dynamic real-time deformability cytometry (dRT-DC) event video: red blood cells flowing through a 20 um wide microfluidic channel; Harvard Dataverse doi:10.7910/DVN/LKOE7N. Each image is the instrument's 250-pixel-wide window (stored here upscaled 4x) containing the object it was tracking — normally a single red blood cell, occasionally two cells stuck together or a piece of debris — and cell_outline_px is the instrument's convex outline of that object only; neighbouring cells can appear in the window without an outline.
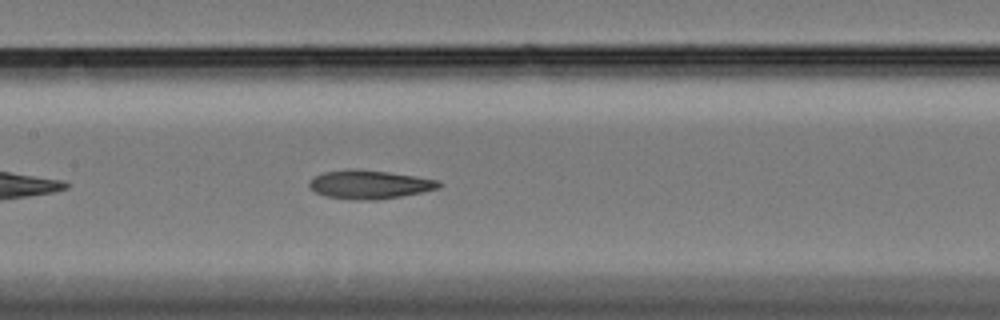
{"species": "Egyptian fruit bat (a non-hibernating species)", "species_latin": "Rousettus aegyptiacus", "temperature_condition": "cold", "stored_images_in_passage": 28, "camera_frame_rate_fps": 3000, "um_per_image_px": 0.085, "animal": {"sex": "female"}, "frame": {"image": 1, "passage_image": 13, "time_ms": 4.0, "image_size_px": [1000, 320], "cell_outline_px": [[444, 184], [440, 188], [400, 196], [376, 200], [352, 200], [324, 196], [316, 192], [308, 184], [316, 176], [324, 172], [348, 168], [356, 168], [388, 172], [416, 176], [440, 180]], "centroid_in_image_um": [31.44, 15.67], "position_along_channel_um": 176.0, "area_um2": 21.73}}
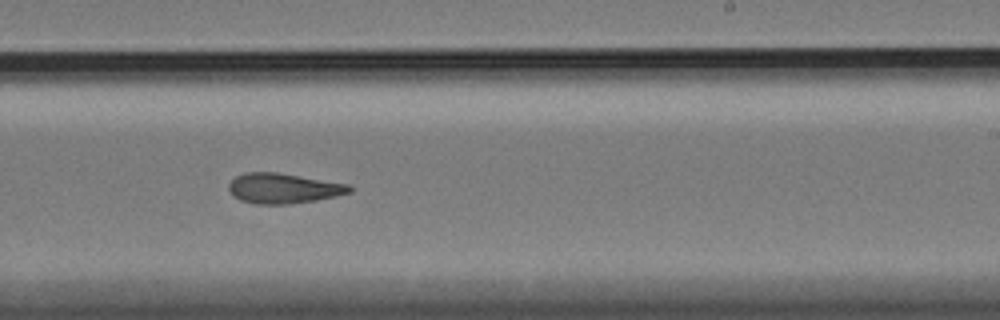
{"frame": {"image": 2, "passage_image": 21, "time_ms": 6.667, "image_size_px": [1000, 320], "cell_outline_px": [[352, 192], [336, 196], [316, 200], [288, 204], [256, 204], [240, 200], [232, 196], [228, 188], [228, 184], [236, 176], [244, 172], [276, 172], [348, 184], [352, 188]], "centroid_in_image_um": [24.05, 16.01], "position_along_channel_um": 264.9, "area_um2": 21.21}}
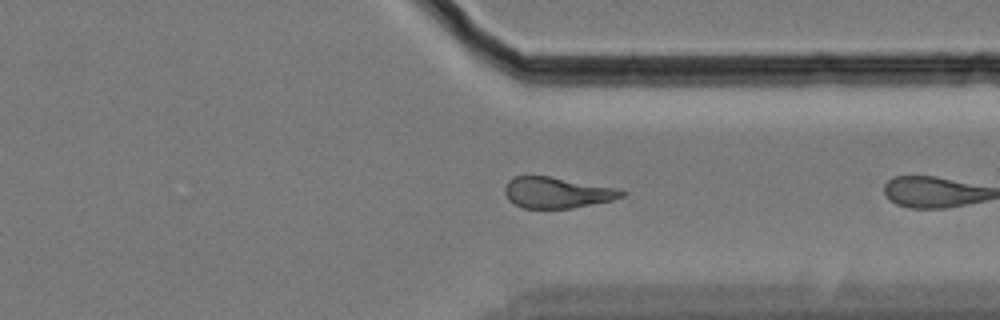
{"frame": {"image": 3, "passage_image": 27, "time_ms": 8.667, "image_size_px": [1000, 320], "cell_outline_px": [[624, 196], [612, 200], [572, 208], [524, 208], [508, 200], [504, 192], [504, 188], [508, 180], [512, 176], [548, 176], [620, 188], [624, 192]], "centroid_in_image_um": [47.33, 16.36], "position_along_channel_um": 364.1, "area_um2": 21.1}}